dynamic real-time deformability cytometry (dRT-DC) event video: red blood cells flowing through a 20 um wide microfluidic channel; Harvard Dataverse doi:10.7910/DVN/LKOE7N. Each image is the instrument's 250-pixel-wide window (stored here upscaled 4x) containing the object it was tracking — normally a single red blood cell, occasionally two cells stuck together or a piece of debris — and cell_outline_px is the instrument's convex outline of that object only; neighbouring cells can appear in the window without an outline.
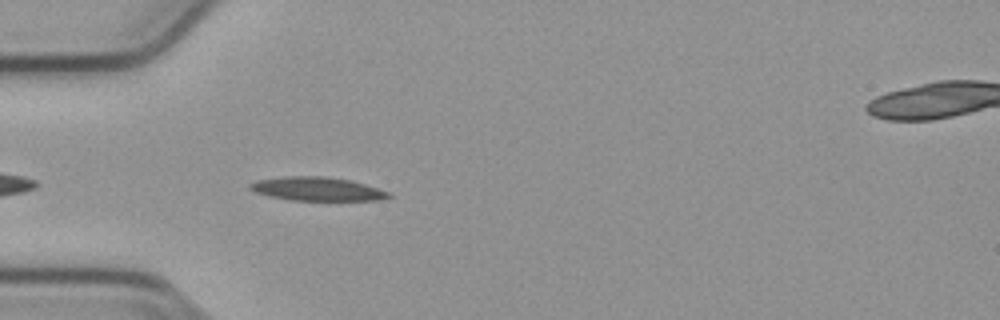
{"species": "common noctule bat (a hibernating species)", "species_latin": "Nyctalus noctula", "temperature_condition": "cold", "stored_images_in_passage": 12, "camera_frame_rate_fps": 3000, "um_per_image_px": 0.085, "animal": {"sex": "male", "body_mass_g": 23.1, "forearm_length_mm": 52.7}, "frame": {"image": 1, "passage_image": 4, "time_ms": 1.0, "image_size_px": [1000, 320], "cell_outline_px": [[392, 196], [380, 200], [292, 200], [268, 196], [256, 192], [248, 188], [248, 184], [256, 180], [284, 176], [324, 176], [352, 180], [392, 192]], "centroid_in_image_um": [26.97, 16.05], "position_along_channel_um": 58.0, "area_um2": 19.31}}
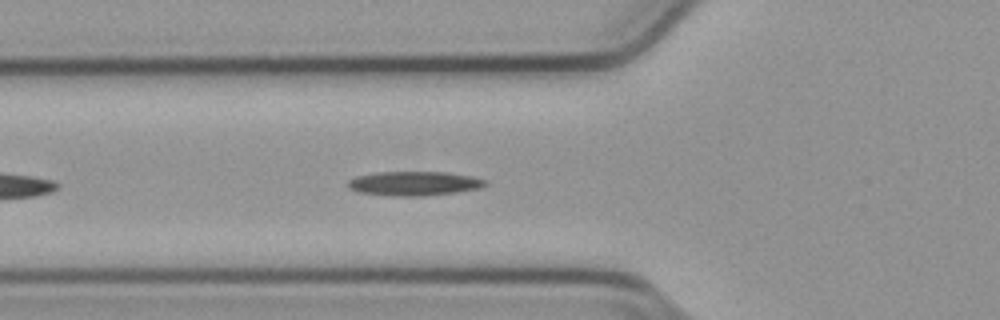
{"frame": {"image": 2, "passage_image": 7, "time_ms": 2.0, "image_size_px": [1000, 320], "cell_outline_px": [[488, 184], [480, 188], [456, 192], [420, 196], [392, 196], [360, 192], [348, 188], [348, 180], [356, 176], [376, 172], [448, 172], [472, 176], [488, 180]], "centroid_in_image_um": [35.22, 15.59], "position_along_channel_um": 90.6, "area_um2": 19.48}}